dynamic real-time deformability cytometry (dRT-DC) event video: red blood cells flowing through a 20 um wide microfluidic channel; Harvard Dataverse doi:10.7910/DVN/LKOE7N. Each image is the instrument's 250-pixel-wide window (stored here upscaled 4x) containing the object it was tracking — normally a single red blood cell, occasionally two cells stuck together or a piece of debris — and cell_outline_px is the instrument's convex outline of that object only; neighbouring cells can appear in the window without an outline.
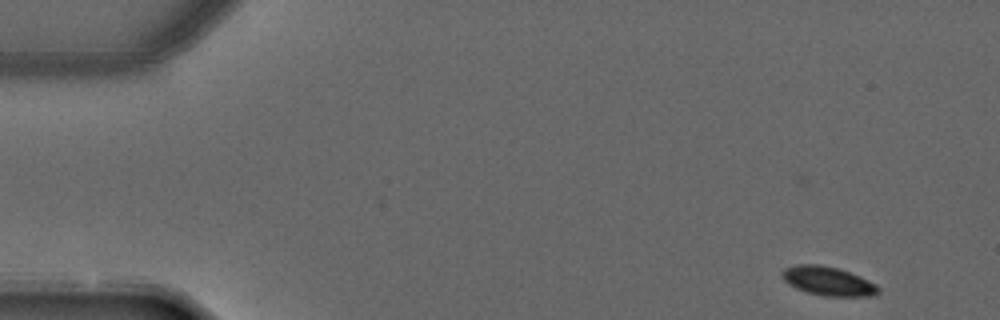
{"species": "common noctule bat (a hibernating species)", "species_latin": "Nyctalus noctula", "temperature_condition": "warm", "stored_images_in_passage": 4, "camera_frame_rate_fps": 3000, "um_per_image_px": 0.085, "animal": {"sex": "male", "forearm_length_mm": 52.5}, "frame": {"image": 1, "passage_image": 1, "time_ms": 0.0, "image_size_px": [1000, 320], "cell_outline_px": [[880, 292], [872, 296], [824, 296], [808, 292], [796, 288], [788, 284], [784, 280], [780, 272], [784, 268], [796, 264], [820, 264], [836, 268], [860, 276], [876, 284], [880, 288]], "centroid_in_image_um": [70.38, 23.89], "position_along_channel_um": 14.6, "area_um2": 16.24}}
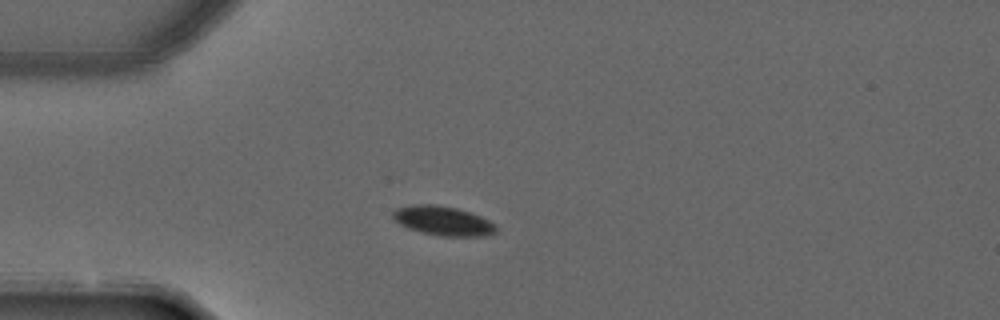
{"frame": {"image": 2, "passage_image": 3, "time_ms": 0.667, "image_size_px": [1000, 320], "cell_outline_px": [[496, 232], [488, 236], [440, 236], [420, 232], [408, 228], [400, 224], [392, 216], [392, 212], [396, 208], [416, 204], [432, 204], [456, 208], [480, 216], [496, 224]], "centroid_in_image_um": [37.66, 18.78], "position_along_channel_um": 47.3, "area_um2": 17.57}}